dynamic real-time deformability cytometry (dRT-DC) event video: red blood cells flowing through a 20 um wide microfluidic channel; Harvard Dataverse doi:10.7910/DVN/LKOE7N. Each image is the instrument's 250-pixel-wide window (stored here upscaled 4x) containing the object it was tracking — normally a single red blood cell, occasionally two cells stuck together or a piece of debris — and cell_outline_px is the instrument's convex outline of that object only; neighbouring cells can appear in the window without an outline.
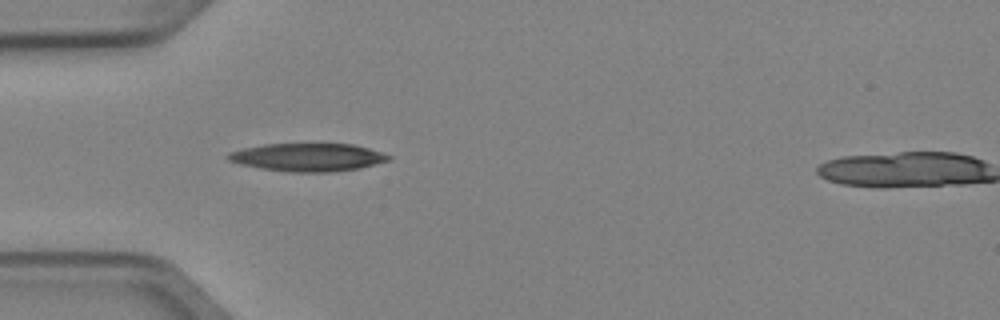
{"species": "Egyptian fruit bat (a non-hibernating species)", "species_latin": "Rousettus aegyptiacus", "temperature_condition": "cold", "stored_images_in_passage": 6, "camera_frame_rate_fps": 3000, "um_per_image_px": 0.085, "animal": {"sex": "female"}, "frame": {"image": 1, "passage_image": 5, "time_ms": 1.333, "image_size_px": [1000, 320], "cell_outline_px": [[392, 160], [360, 168], [336, 172], [288, 172], [260, 168], [240, 164], [228, 160], [224, 156], [228, 152], [244, 148], [264, 144], [352, 144], [368, 148], [392, 156]], "centroid_in_image_um": [26.16, 13.37], "position_along_channel_um": 58.8, "area_um2": 26.36}}